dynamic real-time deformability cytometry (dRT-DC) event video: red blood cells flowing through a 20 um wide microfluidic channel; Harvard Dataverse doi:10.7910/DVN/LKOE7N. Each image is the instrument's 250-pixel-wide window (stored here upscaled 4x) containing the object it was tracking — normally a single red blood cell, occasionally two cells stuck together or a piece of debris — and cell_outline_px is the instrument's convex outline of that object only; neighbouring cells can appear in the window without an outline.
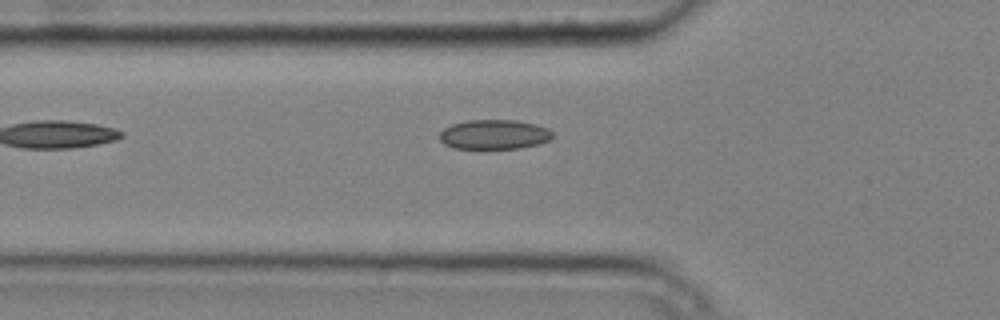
{"species": "common noctule bat (a hibernating species)", "species_latin": "Nyctalus noctula", "temperature_condition": "cold", "stored_images_in_passage": 3, "camera_frame_rate_fps": 3000, "um_per_image_px": 0.085, "animal": {"sex": "male", "body_mass_g": 20.4}, "frame": {"image": 1, "passage_image": 3, "time_ms": 0.667, "image_size_px": [1000, 320], "cell_outline_px": [[552, 136], [548, 140], [536, 144], [520, 148], [452, 148], [444, 144], [440, 140], [440, 132], [444, 128], [452, 124], [468, 120], [516, 120], [536, 124], [548, 128], [552, 132]], "centroid_in_image_um": [41.98, 11.42], "position_along_channel_um": 83.8, "area_um2": 19.36}}